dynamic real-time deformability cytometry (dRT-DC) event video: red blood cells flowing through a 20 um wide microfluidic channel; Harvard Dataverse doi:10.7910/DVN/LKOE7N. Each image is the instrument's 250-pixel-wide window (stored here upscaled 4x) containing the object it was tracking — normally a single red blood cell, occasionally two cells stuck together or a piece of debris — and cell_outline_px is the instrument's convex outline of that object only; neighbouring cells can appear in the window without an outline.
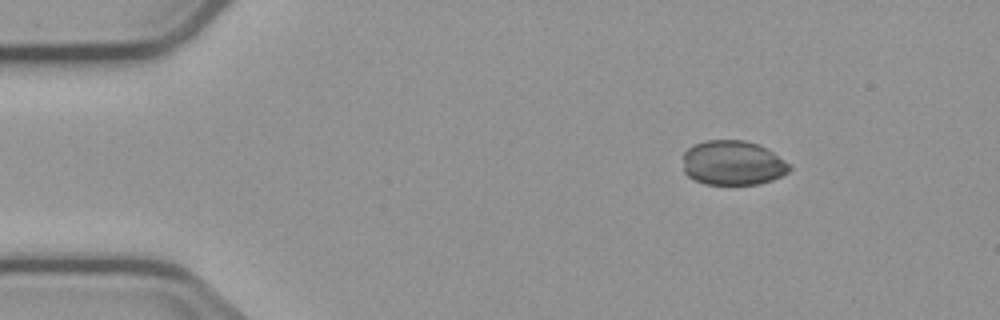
{"species": "common noctule bat (a hibernating species)", "species_latin": "Nyctalus noctula", "temperature_condition": "cold", "stored_images_in_passage": 3, "camera_frame_rate_fps": 3000, "um_per_image_px": 0.085, "animal": {"sex": "male", "body_mass_g": 23.1, "forearm_length_mm": 52.7}, "frame": {"image": 1, "passage_image": 1, "time_ms": 0.0, "image_size_px": [1000, 320], "cell_outline_px": [[792, 168], [788, 172], [772, 180], [760, 184], [704, 184], [688, 176], [684, 172], [684, 152], [692, 144], [708, 140], [744, 140], [760, 144], [768, 148], [792, 164]], "centroid_in_image_um": [62.33, 13.84], "position_along_channel_um": 22.7, "area_um2": 28.03}}